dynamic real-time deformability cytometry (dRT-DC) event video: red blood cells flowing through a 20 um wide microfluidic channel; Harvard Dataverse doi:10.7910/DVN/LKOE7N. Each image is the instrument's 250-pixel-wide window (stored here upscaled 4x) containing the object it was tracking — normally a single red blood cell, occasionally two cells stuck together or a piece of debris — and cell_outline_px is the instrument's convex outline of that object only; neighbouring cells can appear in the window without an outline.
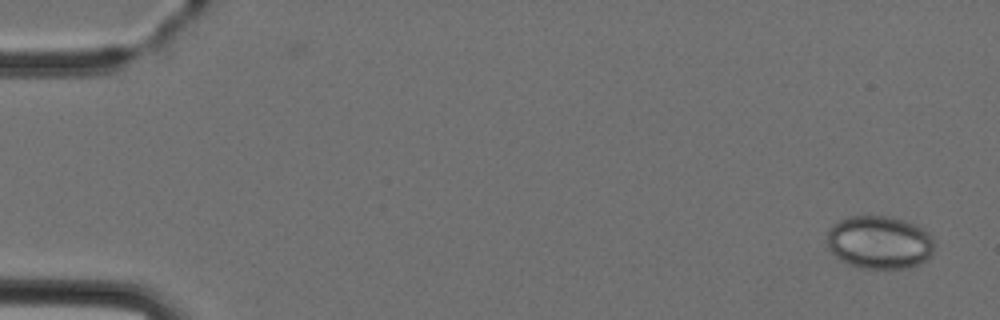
{"species": "Egyptian fruit bat (a non-hibernating species)", "species_latin": "Rousettus aegyptiacus", "temperature_condition": "cold", "stored_images_in_passage": 2, "camera_frame_rate_fps": 3000, "um_per_image_px": 0.085, "animal": {"sex": "female"}, "frame": {"image": 1, "passage_image": 2, "time_ms": 1.333, "image_size_px": [1000, 320], "cell_outline_px": [[936, 244], [932, 256], [916, 264], [904, 268], [860, 268], [848, 264], [840, 260], [828, 248], [828, 228], [832, 224], [848, 216], [888, 216], [904, 220], [916, 224], [928, 232], [932, 236]], "centroid_in_image_um": [74.76, 20.58], "position_along_channel_um": 10.2, "area_um2": 33.47}}